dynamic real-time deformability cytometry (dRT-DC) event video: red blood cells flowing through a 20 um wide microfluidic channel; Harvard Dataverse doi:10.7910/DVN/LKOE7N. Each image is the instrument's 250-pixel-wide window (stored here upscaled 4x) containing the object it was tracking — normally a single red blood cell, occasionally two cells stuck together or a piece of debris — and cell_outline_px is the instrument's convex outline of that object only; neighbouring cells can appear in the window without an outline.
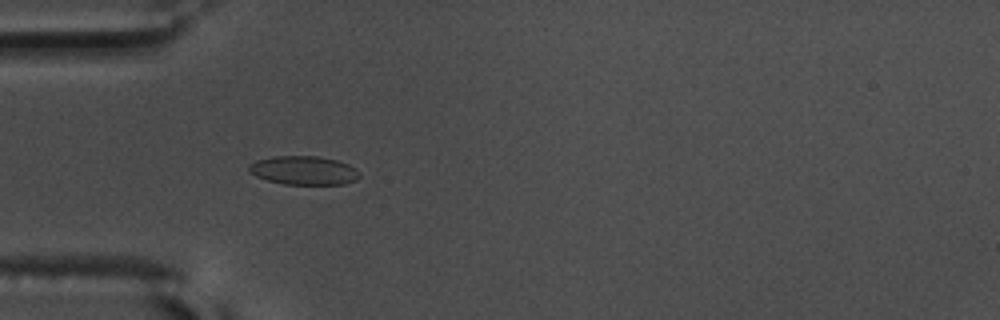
{"species": "common noctule bat (a hibernating species)", "species_latin": "Nyctalus noctula", "temperature_condition": "warm", "stored_images_in_passage": 47, "camera_frame_rate_fps": 3000, "um_per_image_px": 0.085, "animal": {"sex": "male", "body_mass_g": 17.5, "forearm_length_mm": 52.3}, "frame": {"image": 1, "passage_image": 8, "time_ms": 2.333, "image_size_px": [1000, 320], "cell_outline_px": [[360, 176], [356, 180], [344, 184], [284, 184], [268, 180], [256, 176], [248, 172], [248, 164], [256, 160], [272, 156], [316, 156], [336, 160], [348, 164], [356, 168], [360, 172]], "centroid_in_image_um": [25.81, 14.48], "position_along_channel_um": 59.2, "area_um2": 18.61}}
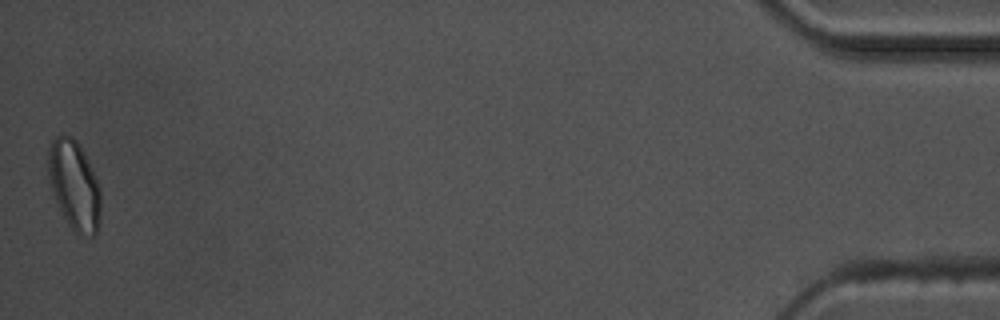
{"frame": {"image": 2, "passage_image": 47, "time_ms": 15.333, "image_size_px": [1000, 320], "cell_outline_px": [[100, 212], [96, 236], [80, 236], [68, 224], [56, 200], [52, 188], [48, 172], [48, 148], [52, 140], [60, 132], [72, 136], [80, 144], [100, 188]], "centroid_in_image_um": [6.31, 15.71], "position_along_channel_um": 428.9, "area_um2": 27.17}, "authors_computed_cell_mechanics": {"area_um2": 18.3226, "velocity_mm_per_s": 3.5991, "shape_relaxation_time_tau1_ms": null, "shape_relaxation_time_tau2_ms": 1.4887, "deformation_change_tau1": null, "deformation_change_tau2": 0.0542}}